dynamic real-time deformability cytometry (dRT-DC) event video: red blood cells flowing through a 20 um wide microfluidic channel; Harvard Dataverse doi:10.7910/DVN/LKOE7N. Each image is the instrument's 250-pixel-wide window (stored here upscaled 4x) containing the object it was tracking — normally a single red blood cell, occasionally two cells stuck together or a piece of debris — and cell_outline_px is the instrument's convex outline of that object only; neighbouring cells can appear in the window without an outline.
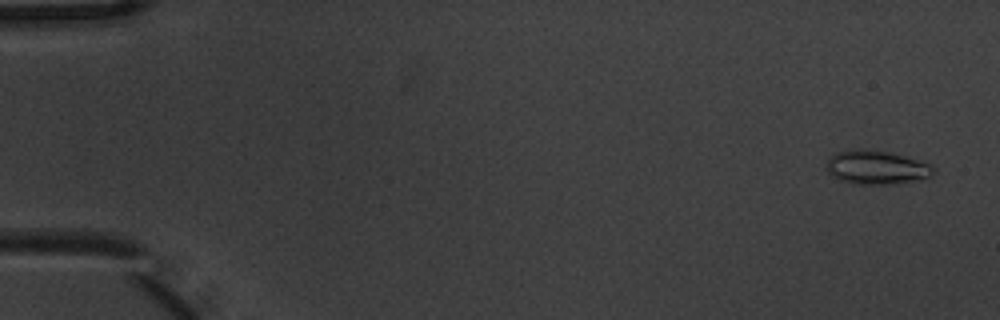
{"species": "common noctule bat (a hibernating species)", "species_latin": "Nyctalus noctula", "temperature_condition": "warm", "stored_images_in_passage": 7, "segment_of_instrument_passage": [2, 2], "camera_frame_rate_fps": 3000, "um_per_image_px": 0.085, "animal": {"sex": "male", "body_mass_g": 20.1, "forearm_length_mm": 53.5}, "frame": {"image": 1, "passage_image": 7, "time_ms": 2.0, "image_size_px": [1000, 320], "cell_outline_px": [[936, 172], [932, 176], [892, 184], [856, 184], [840, 180], [832, 176], [828, 172], [828, 160], [836, 152], [856, 148], [860, 148], [888, 152], [924, 160], [936, 168]], "centroid_in_image_um": [74.55, 14.21], "position_along_channel_um": 10.5, "area_um2": 21.15}}